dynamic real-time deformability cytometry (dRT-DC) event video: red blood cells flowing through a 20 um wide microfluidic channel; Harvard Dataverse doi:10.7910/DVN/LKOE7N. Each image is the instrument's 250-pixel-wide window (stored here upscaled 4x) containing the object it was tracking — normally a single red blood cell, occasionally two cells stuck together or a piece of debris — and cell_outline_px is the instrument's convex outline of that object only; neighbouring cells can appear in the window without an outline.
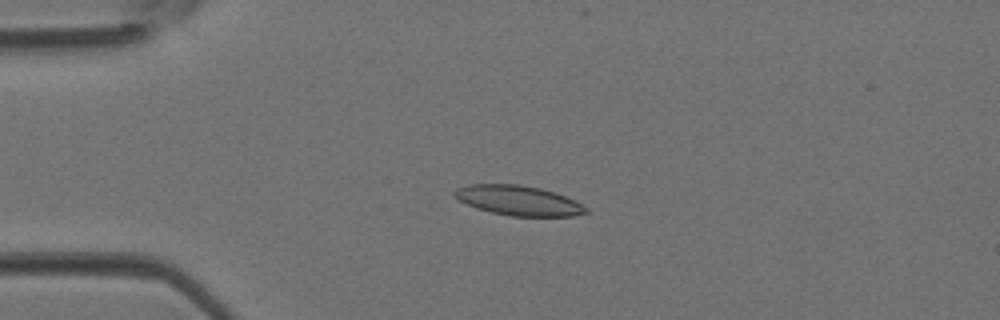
{"species": "Egyptian fruit bat (a non-hibernating species)", "species_latin": "Rousettus aegyptiacus", "temperature_condition": "room temperature", "stored_images_in_passage": 4, "camera_frame_rate_fps": 3000, "um_per_image_px": 0.085, "animal": {"sex": "female"}, "frame": {"image": 1, "passage_image": 3, "time_ms": 0.667, "image_size_px": [1000, 320], "cell_outline_px": [[588, 212], [572, 216], [508, 216], [476, 208], [452, 196], [452, 192], [456, 188], [468, 184], [520, 184], [540, 188], [564, 196], [588, 208]], "centroid_in_image_um": [44.01, 17.04], "position_along_channel_um": 41.0, "area_um2": 22.72}}